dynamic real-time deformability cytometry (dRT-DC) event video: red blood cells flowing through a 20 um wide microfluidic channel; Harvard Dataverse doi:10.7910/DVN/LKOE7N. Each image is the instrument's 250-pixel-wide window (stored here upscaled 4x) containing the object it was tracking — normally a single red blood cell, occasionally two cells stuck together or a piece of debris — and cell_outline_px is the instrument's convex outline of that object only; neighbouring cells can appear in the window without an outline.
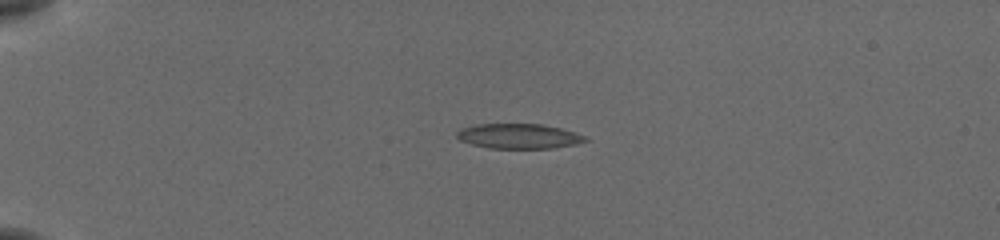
{"species": "common noctule bat (a hibernating species)", "species_latin": "Nyctalus noctula", "temperature_condition": "cold", "stored_images_in_passage": 42, "camera_frame_rate_fps": 3000, "um_per_image_px": 0.085, "animal": {"sex": "female", "body_mass_g": 19.5, "forearm_length_mm": 54.1}, "frame": {"image": 1, "passage_image": 1, "time_ms": 0.0, "image_size_px": [1000, 240], "cell_outline_px": [[592, 140], [576, 144], [556, 148], [488, 148], [472, 144], [460, 140], [456, 136], [456, 132], [460, 128], [476, 124], [540, 124], [560, 128], [584, 136]], "centroid_in_image_um": [44.09, 11.58], "position_along_channel_um": 40.9, "area_um2": 18.67}}
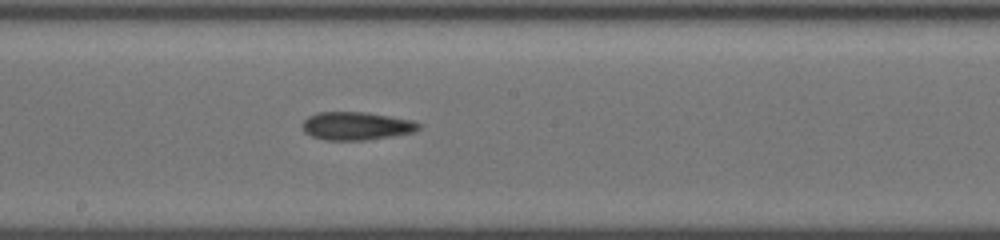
{"frame": {"image": 2, "passage_image": 19, "time_ms": 6.0, "image_size_px": [1000, 240], "cell_outline_px": [[420, 128], [412, 132], [392, 136], [364, 140], [324, 140], [312, 136], [304, 132], [304, 120], [308, 116], [316, 112], [368, 112], [412, 120], [420, 124]], "centroid_in_image_um": [30.28, 10.7], "position_along_channel_um": 217.9, "area_um2": 18.96}}
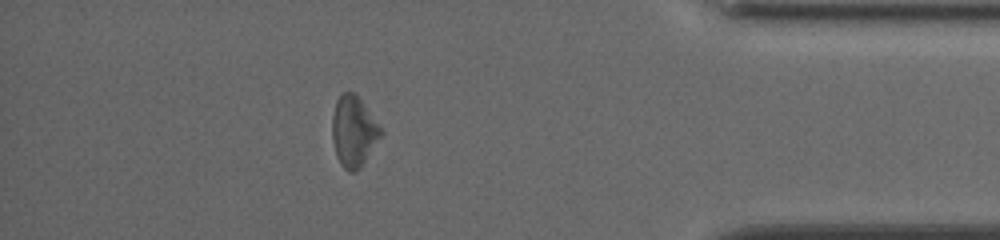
{"frame": {"image": 3, "passage_image": 36, "time_ms": 11.667, "image_size_px": [1000, 240], "cell_outline_px": [[384, 132], [360, 168], [356, 172], [348, 172], [340, 164], [336, 156], [332, 140], [332, 116], [336, 100], [340, 92], [352, 92], [360, 100]], "centroid_in_image_um": [30.03, 11.19], "position_along_channel_um": 405.2, "area_um2": 19.94}, "authors_computed_cell_mechanics": {"area_um2": 19.2763, "velocity_mm_per_s": 3.8282, "shape_relaxation_time_tau1_ms": 2.7695, "shape_relaxation_time_tau2_ms": null, "deformation_change_tau1": 0.0913, "deformation_change_tau2": null}}